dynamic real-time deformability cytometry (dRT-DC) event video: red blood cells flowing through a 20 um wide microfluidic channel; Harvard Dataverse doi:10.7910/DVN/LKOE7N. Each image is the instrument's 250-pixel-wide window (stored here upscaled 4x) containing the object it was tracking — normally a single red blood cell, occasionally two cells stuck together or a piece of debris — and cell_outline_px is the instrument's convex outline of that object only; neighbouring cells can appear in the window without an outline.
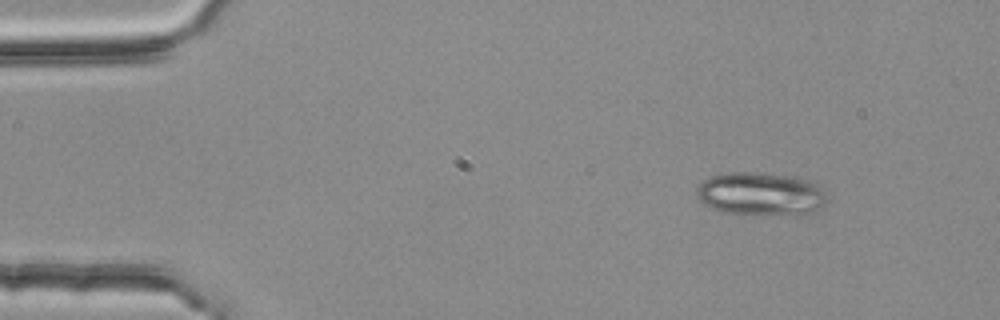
{"species": "common noctule bat (a hibernating species)", "species_latin": "Nyctalus noctula", "temperature_condition": "room temperature", "stored_images_in_passage": 3, "camera_frame_rate_fps": 3000, "um_per_image_px": 0.085, "animal": {"sex": "female", "body_mass_g": 25.1}, "frame": {"image": 1, "passage_image": 1, "time_ms": 0.0, "image_size_px": [1000, 320], "cell_outline_px": [[828, 200], [816, 212], [800, 216], [720, 212], [708, 208], [696, 196], [696, 188], [704, 180], [712, 176], [732, 172], [752, 172], [796, 176], [812, 180], [824, 188], [828, 196]], "centroid_in_image_um": [64.74, 16.5], "position_along_channel_um": 20.3, "area_um2": 33.7}}